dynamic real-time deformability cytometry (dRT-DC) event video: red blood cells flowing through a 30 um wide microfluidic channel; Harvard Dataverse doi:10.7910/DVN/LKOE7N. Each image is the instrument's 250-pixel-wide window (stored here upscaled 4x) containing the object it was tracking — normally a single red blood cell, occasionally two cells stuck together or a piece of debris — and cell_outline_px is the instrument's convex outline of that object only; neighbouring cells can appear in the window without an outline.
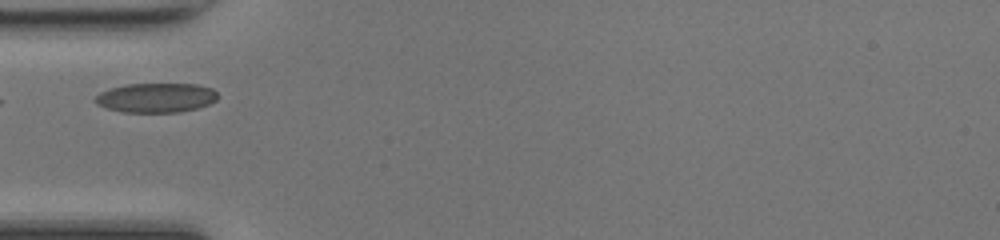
{"species": "common noctule bat (a hibernating species)", "species_latin": "Nyctalus noctula", "temperature_condition": "room temperature", "stored_images_in_passage": 4, "camera_frame_rate_fps": 3000, "um_per_image_px": 0.085, "animal": {"sex": "female", "body_mass_g": 17.0, "forearm_length_mm": 48.0}, "frame": {"image": 1, "passage_image": 1, "time_ms": 0.0, "image_size_px": [1000, 240], "cell_outline_px": [[216, 100], [208, 104], [196, 108], [180, 112], [124, 112], [108, 108], [96, 104], [92, 100], [100, 92], [112, 88], [128, 84], [196, 84], [212, 88], [216, 92]], "centroid_in_image_um": [13.25, 8.31], "position_along_channel_um": 71.8, "area_um2": 20.87}}